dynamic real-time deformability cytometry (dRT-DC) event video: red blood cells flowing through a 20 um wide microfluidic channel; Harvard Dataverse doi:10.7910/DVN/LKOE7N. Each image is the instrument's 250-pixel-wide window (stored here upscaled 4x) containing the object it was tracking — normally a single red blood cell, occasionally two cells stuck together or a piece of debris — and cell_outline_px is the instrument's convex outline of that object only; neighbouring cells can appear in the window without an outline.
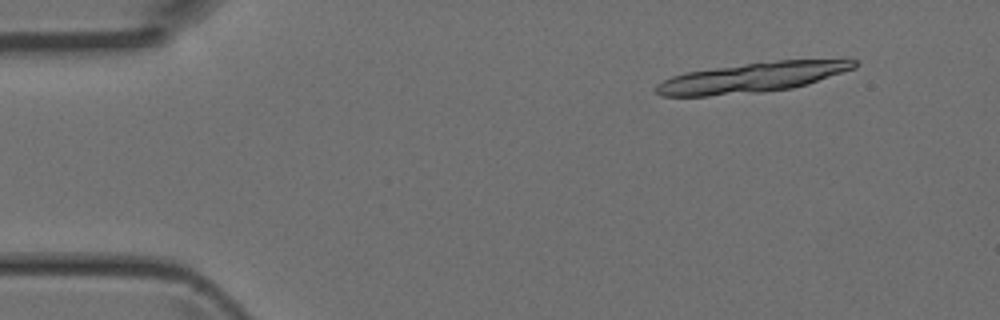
{"species": "Egyptian fruit bat (a non-hibernating species)", "species_latin": "Rousettus aegyptiacus", "temperature_condition": "room temperature", "stored_images_in_passage": 4, "camera_frame_rate_fps": 3000, "um_per_image_px": 0.085, "animal": {"sex": "female"}, "frame": {"image": 1, "passage_image": 2, "time_ms": 0.333, "image_size_px": [1000, 320], "cell_outline_px": [[856, 68], [808, 84], [792, 88], [760, 92], [708, 96], [660, 96], [656, 92], [656, 84], [672, 76], [688, 72], [716, 68], [776, 60], [856, 60]], "centroid_in_image_um": [63.93, 6.6], "position_along_channel_um": 21.1, "area_um2": 34.04}}